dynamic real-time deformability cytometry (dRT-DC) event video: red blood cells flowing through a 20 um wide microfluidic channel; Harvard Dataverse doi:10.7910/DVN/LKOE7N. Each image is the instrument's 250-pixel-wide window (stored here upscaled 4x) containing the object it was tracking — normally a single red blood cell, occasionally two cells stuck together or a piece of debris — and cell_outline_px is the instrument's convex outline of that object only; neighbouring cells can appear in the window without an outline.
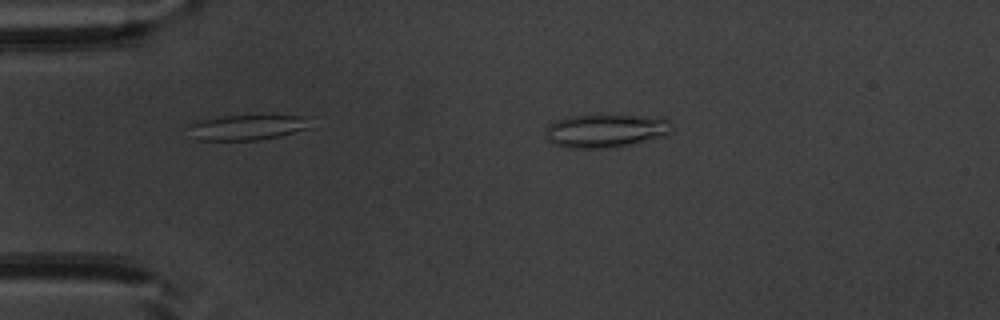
{"species": "common noctule bat (a hibernating species)", "species_latin": "Nyctalus noctula", "temperature_condition": "warm", "stored_images_in_passage": 35, "segment_of_instrument_passage": [1, 2], "camera_frame_rate_fps": 3000, "um_per_image_px": 0.085, "animal": {"sex": "male", "body_mass_g": 20.1, "forearm_length_mm": 53.5}, "frame": {"image": 1, "passage_image": 6, "time_ms": 1.667, "image_size_px": [1000, 320], "cell_outline_px": [[672, 128], [664, 136], [648, 140], [628, 144], [604, 148], [564, 148], [552, 144], [544, 136], [544, 128], [548, 124], [556, 120], [568, 116], [664, 116], [672, 124]], "centroid_in_image_um": [51.42, 11.11], "position_along_channel_um": 33.6, "area_um2": 24.62}}
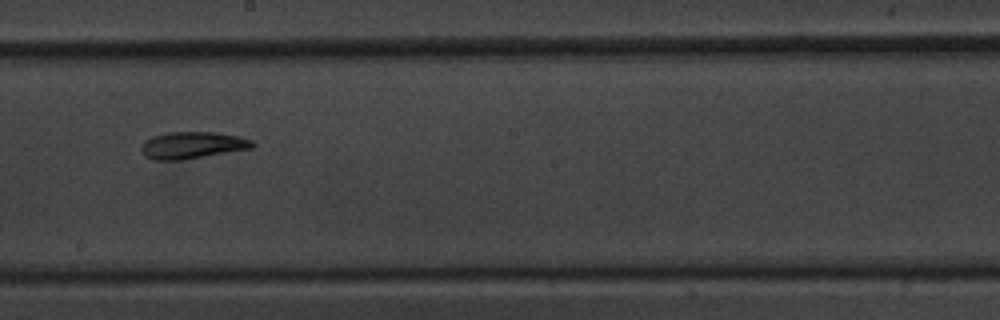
{"frame": {"image": 2, "passage_image": 19, "time_ms": 6.0, "image_size_px": [1000, 320], "cell_outline_px": [[256, 144], [252, 148], [180, 160], [152, 160], [144, 156], [140, 148], [144, 140], [152, 136], [168, 132], [212, 132], [240, 136], [252, 140]], "centroid_in_image_um": [16.32, 12.34], "position_along_channel_um": 231.9, "area_um2": 17.46}}
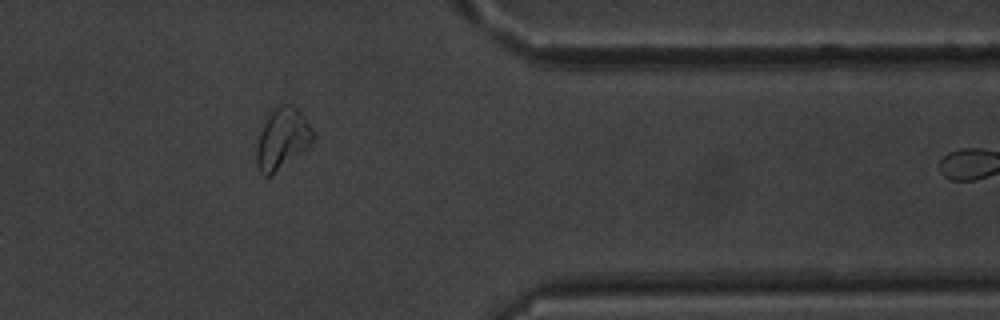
{"frame": {"image": 3, "passage_image": 32, "time_ms": 10.333, "image_size_px": [1000, 320], "cell_outline_px": [[316, 136], [300, 152], [268, 176], [264, 176], [260, 172], [256, 164], [256, 148], [260, 132], [268, 116], [280, 104], [292, 104], [300, 112]], "centroid_in_image_um": [23.96, 11.77], "position_along_channel_um": 387.4, "area_um2": 19.19}}